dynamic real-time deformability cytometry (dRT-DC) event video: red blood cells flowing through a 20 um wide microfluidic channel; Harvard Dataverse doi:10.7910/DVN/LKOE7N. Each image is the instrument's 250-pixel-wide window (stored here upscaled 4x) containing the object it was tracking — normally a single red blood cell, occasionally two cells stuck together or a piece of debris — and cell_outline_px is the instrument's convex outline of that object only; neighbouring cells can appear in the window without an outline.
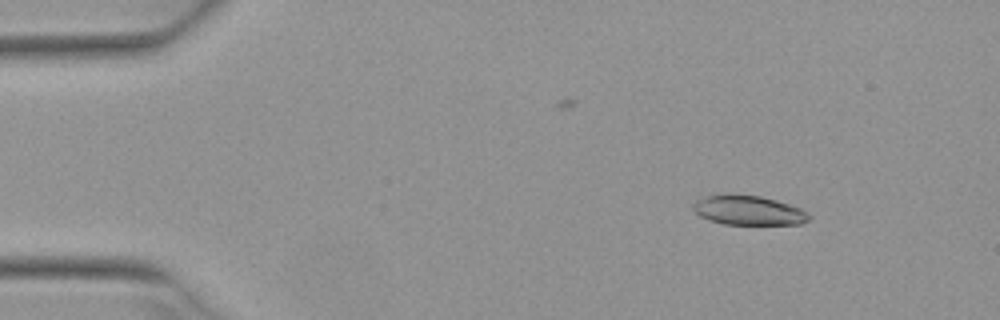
{"species": "Egyptian fruit bat (a non-hibernating species)", "species_latin": "Rousettus aegyptiacus", "temperature_condition": "warm", "stored_images_in_passage": 5, "camera_frame_rate_fps": 3000, "um_per_image_px": 0.085, "animal": {"sex": "female"}, "frame": {"image": 1, "passage_image": 1, "time_ms": 0.0, "image_size_px": [1000, 320], "cell_outline_px": [[812, 216], [808, 220], [800, 224], [724, 224], [708, 220], [700, 216], [692, 208], [692, 204], [696, 200], [708, 196], [760, 196], [776, 200], [800, 208], [808, 212]], "centroid_in_image_um": [63.65, 17.91], "position_along_channel_um": 21.4, "area_um2": 19.42}}
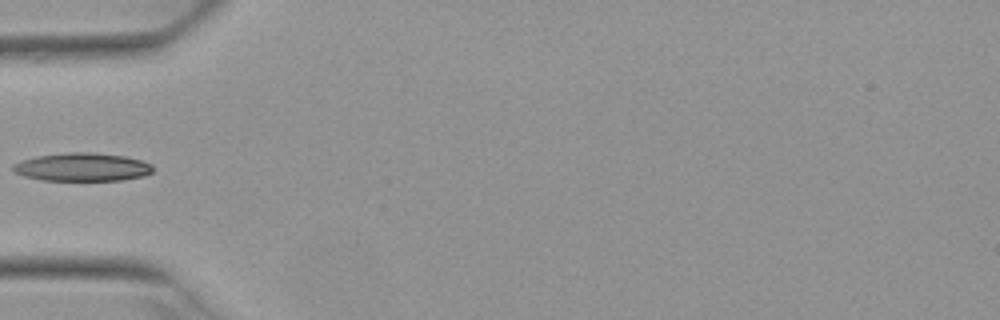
{"frame": {"image": 2, "passage_image": 4, "time_ms": 1.0, "image_size_px": [1000, 320], "cell_outline_px": [[152, 172], [144, 176], [124, 180], [40, 180], [24, 176], [12, 172], [12, 164], [20, 160], [36, 156], [68, 152], [88, 152], [124, 156], [140, 160], [152, 164]], "centroid_in_image_um": [6.94, 14.2], "position_along_channel_um": 78.1, "area_um2": 23.12}}
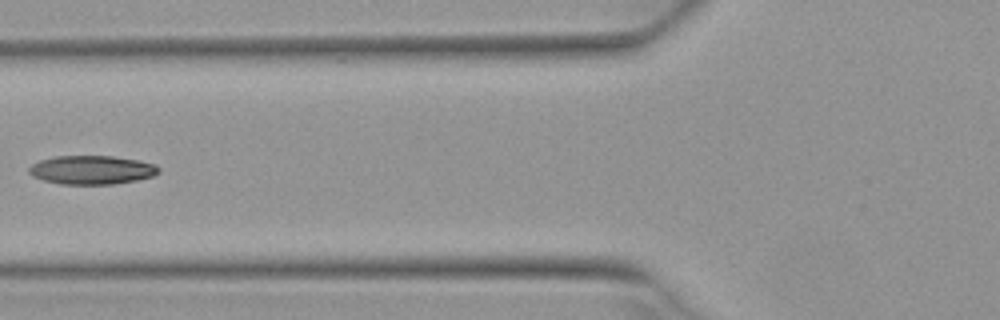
{"frame": {"image": 3, "passage_image": 5, "time_ms": 1.333, "image_size_px": [1000, 320], "cell_outline_px": [[160, 172], [152, 176], [136, 180], [112, 184], [60, 184], [44, 180], [32, 176], [28, 172], [28, 168], [32, 164], [40, 160], [56, 156], [112, 156], [136, 160], [156, 164], [160, 168]], "centroid_in_image_um": [7.79, 14.44], "position_along_channel_um": 118.0, "area_um2": 21.68}}